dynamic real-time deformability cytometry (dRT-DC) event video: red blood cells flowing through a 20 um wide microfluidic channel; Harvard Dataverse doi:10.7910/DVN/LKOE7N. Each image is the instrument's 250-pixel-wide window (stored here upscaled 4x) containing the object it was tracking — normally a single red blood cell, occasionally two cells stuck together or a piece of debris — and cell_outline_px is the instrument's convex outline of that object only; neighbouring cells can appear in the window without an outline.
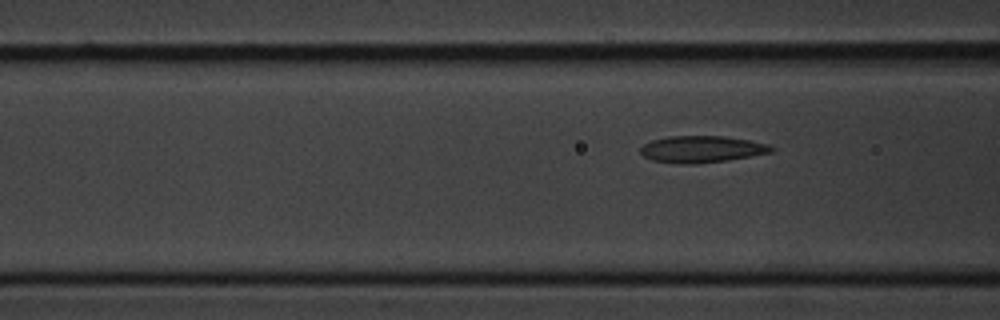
{"species": "common noctule bat (a hibernating species)", "species_latin": "Nyctalus noctula", "temperature_condition": "cold", "stored_images_in_passage": 4, "segment_of_instrument_passage": [2, 2], "camera_frame_rate_fps": 3000, "um_per_image_px": 0.085, "animal": {"sex": "male", "body_mass_g": 20.1, "forearm_length_mm": 53.5}, "frame": {"image": 1, "passage_image": 4, "time_ms": 3.667, "image_size_px": [1000, 320], "cell_outline_px": [[776, 148], [772, 152], [728, 160], [696, 164], [676, 164], [652, 160], [644, 156], [640, 152], [640, 148], [644, 144], [652, 140], [668, 136], [724, 136], [748, 140], [768, 144]], "centroid_in_image_um": [59.63, 12.68], "position_along_channel_um": 107.0, "area_um2": 20.46}}